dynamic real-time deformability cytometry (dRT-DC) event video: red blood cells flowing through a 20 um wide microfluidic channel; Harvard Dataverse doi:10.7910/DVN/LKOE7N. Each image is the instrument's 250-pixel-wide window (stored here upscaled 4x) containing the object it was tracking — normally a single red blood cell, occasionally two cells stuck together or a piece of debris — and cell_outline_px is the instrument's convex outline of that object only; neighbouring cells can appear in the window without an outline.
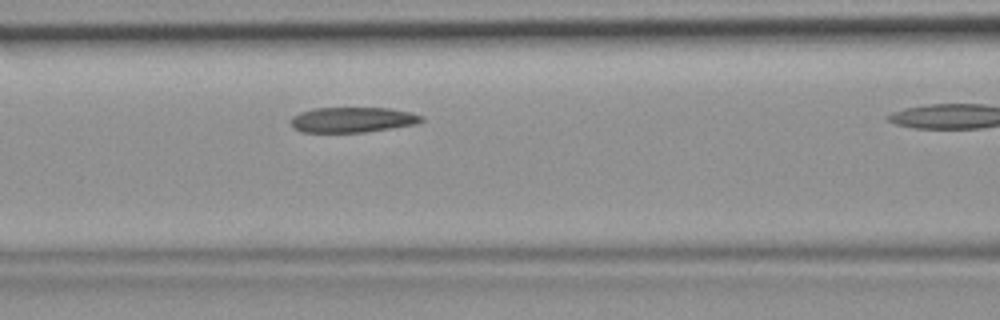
{"species": "common noctule bat (a hibernating species)", "species_latin": "Nyctalus noctula", "temperature_condition": "room temperature", "stored_images_in_passage": 19, "camera_frame_rate_fps": 3000, "um_per_image_px": 0.085, "animal": {"sex": "female", "body_mass_g": 19.9}, "frame": {"image": 1, "passage_image": 9, "time_ms": 2.667, "image_size_px": [1000, 320], "cell_outline_px": [[424, 120], [416, 124], [364, 132], [300, 132], [292, 128], [292, 116], [300, 112], [316, 108], [388, 108], [412, 112], [424, 116]], "centroid_in_image_um": [29.97, 10.18], "position_along_channel_um": 136.6, "area_um2": 19.25}}